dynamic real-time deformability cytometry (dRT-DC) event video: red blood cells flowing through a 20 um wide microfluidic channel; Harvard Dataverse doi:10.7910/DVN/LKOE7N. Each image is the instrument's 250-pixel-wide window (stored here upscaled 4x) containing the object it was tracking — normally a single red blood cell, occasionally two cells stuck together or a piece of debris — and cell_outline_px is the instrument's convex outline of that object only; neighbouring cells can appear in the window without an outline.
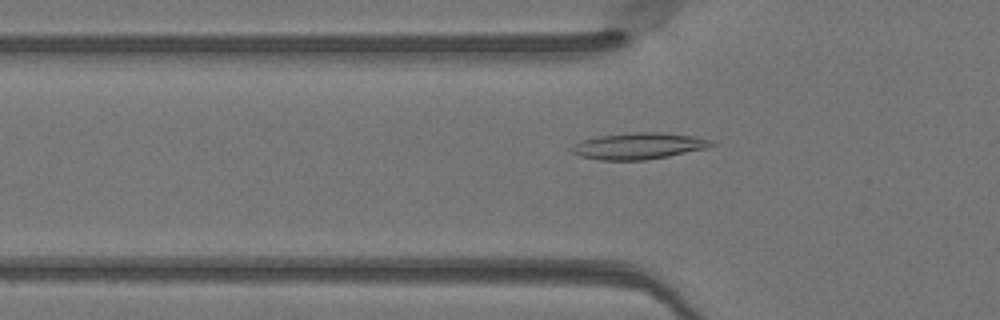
{"species": "Egyptian fruit bat (a non-hibernating species)", "species_latin": "Rousettus aegyptiacus", "temperature_condition": "warm", "stored_images_in_passage": 49, "camera_frame_rate_fps": 3000, "um_per_image_px": 0.085, "animal": {"sex": "female"}, "frame": {"image": 1, "passage_image": 16, "time_ms": 5.0, "image_size_px": [1000, 320], "cell_outline_px": [[716, 144], [708, 148], [668, 156], [644, 160], [600, 160], [580, 156], [568, 152], [568, 148], [572, 144], [580, 140], [600, 136], [632, 132], [660, 132], [692, 136], [712, 140]], "centroid_in_image_um": [54.22, 12.41], "position_along_channel_um": 71.6, "area_um2": 21.73}}
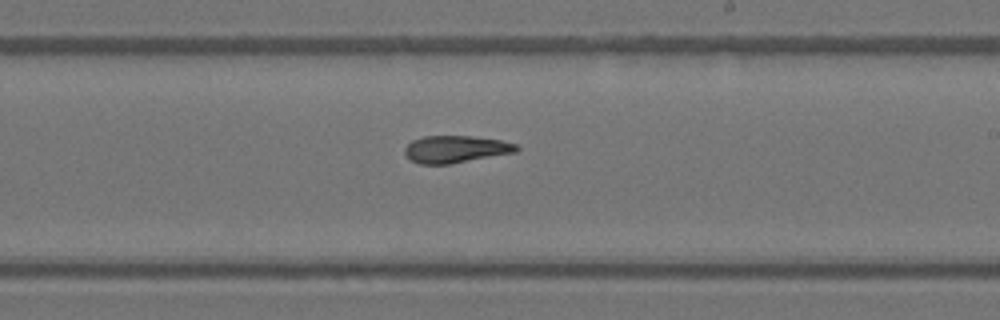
{"frame": {"image": 2, "passage_image": 29, "time_ms": 9.333, "image_size_px": [1000, 320], "cell_outline_px": [[520, 148], [516, 152], [448, 164], [420, 164], [412, 160], [404, 152], [404, 148], [412, 140], [424, 136], [472, 136], [500, 140], [516, 144]], "centroid_in_image_um": [38.73, 12.67], "position_along_channel_um": 250.3, "area_um2": 17.51}}
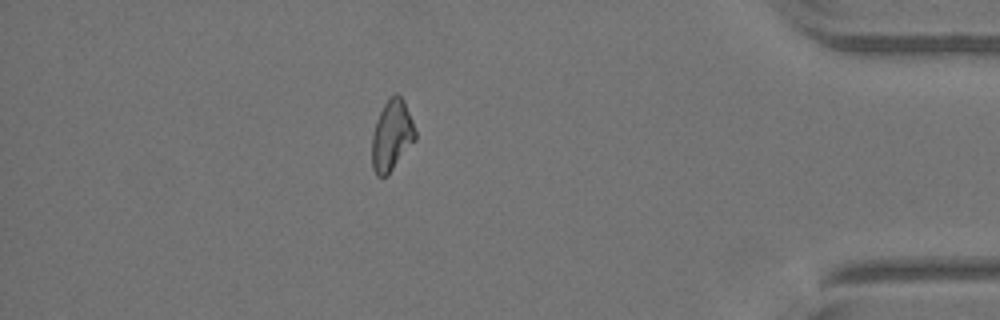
{"frame": {"image": 3, "passage_image": 43, "time_ms": 14.0, "image_size_px": [1000, 320], "cell_outline_px": [[416, 140], [388, 176], [376, 176], [372, 168], [372, 136], [376, 120], [384, 104], [396, 92], [404, 100], [412, 120], [416, 132]], "centroid_in_image_um": [33.3, 11.55], "position_along_channel_um": 401.9, "area_um2": 17.98}, "authors_computed_cell_mechanics": {"area_um2": 18.496, "velocity_mm_per_s": 4.1119, "shape_relaxation_time_tau1_ms": 5.5754, "shape_relaxation_time_tau2_ms": 3.6104, "deformation_change_tau1": 0.1507, "deformation_change_tau2": 0.1088}}